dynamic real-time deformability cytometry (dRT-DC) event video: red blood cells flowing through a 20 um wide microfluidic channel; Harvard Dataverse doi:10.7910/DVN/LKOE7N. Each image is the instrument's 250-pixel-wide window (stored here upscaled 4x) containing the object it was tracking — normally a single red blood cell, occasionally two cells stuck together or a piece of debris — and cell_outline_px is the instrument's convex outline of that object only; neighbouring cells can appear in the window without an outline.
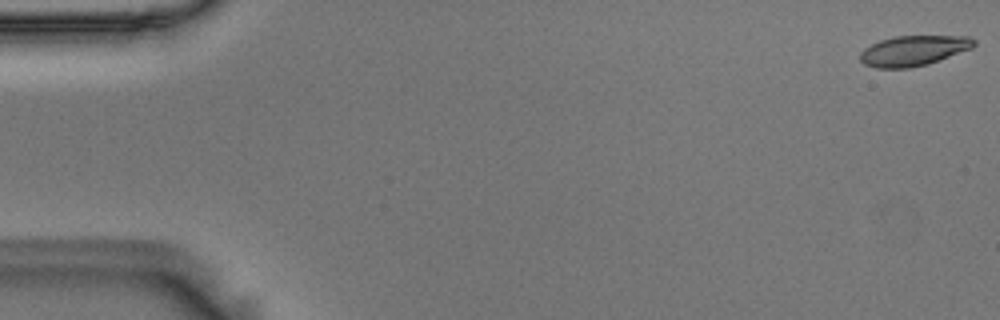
{"species": "Egyptian fruit bat (a non-hibernating species)", "species_latin": "Rousettus aegyptiacus", "temperature_condition": "room temperature", "stored_images_in_passage": 55, "camera_frame_rate_fps": 3000, "um_per_image_px": 0.085, "animal": {"sex": "male"}, "frame": {"image": 1, "passage_image": 1, "time_ms": 0.0, "image_size_px": [1000, 320], "cell_outline_px": [[976, 44], [972, 48], [928, 64], [908, 68], [876, 68], [864, 64], [860, 60], [860, 52], [864, 48], [880, 40], [896, 36], [968, 36], [976, 40]], "centroid_in_image_um": [77.64, 4.3], "position_along_channel_um": 7.4, "area_um2": 20.06}}
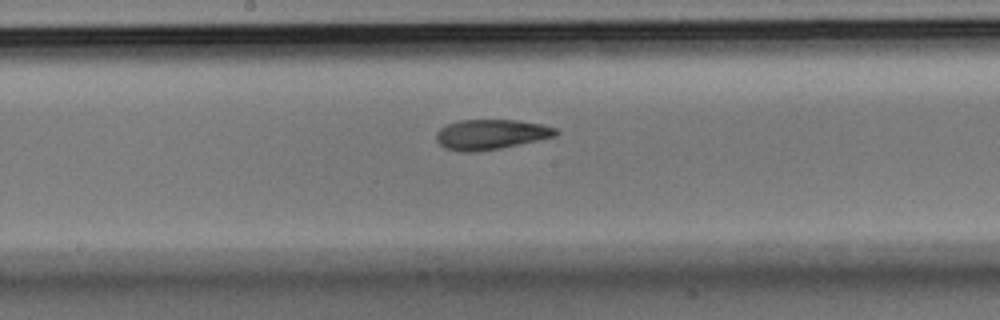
{"frame": {"image": 2, "passage_image": 29, "time_ms": 9.333, "image_size_px": [1000, 320], "cell_outline_px": [[560, 132], [556, 136], [500, 148], [472, 152], [464, 152], [444, 148], [436, 140], [436, 132], [440, 128], [448, 124], [460, 120], [516, 120], [540, 124], [556, 128]], "centroid_in_image_um": [41.71, 11.42], "position_along_channel_um": 206.5, "area_um2": 20.81}}
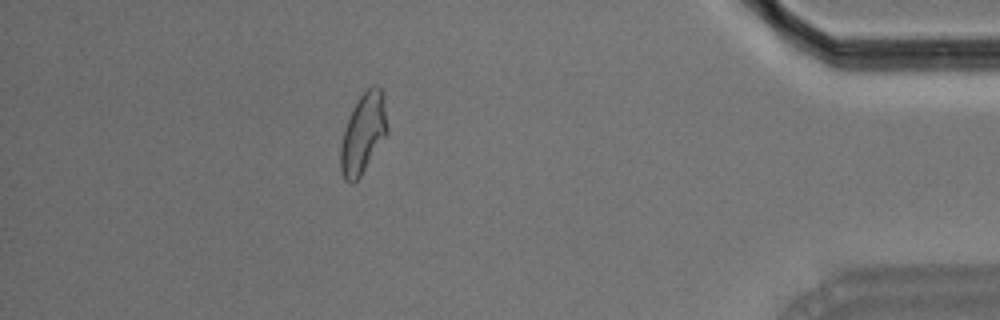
{"frame": {"image": 3, "passage_image": 49, "time_ms": 16.0, "image_size_px": [1000, 320], "cell_outline_px": [[388, 132], [360, 176], [352, 184], [344, 180], [340, 172], [340, 148], [344, 128], [360, 96], [372, 84], [376, 84], [380, 88], [384, 96], [388, 128]], "centroid_in_image_um": [30.87, 11.35], "position_along_channel_um": 404.3, "area_um2": 21.62}, "authors_computed_cell_mechanics": {"area_um2": 21.1548, "velocity_mm_per_s": 3.6452, "shape_relaxation_time_tau1_ms": 10.3817, "shape_relaxation_time_tau2_ms": 2.7232, "deformation_change_tau1": 0.2152, "deformation_change_tau2": 0.0961}}